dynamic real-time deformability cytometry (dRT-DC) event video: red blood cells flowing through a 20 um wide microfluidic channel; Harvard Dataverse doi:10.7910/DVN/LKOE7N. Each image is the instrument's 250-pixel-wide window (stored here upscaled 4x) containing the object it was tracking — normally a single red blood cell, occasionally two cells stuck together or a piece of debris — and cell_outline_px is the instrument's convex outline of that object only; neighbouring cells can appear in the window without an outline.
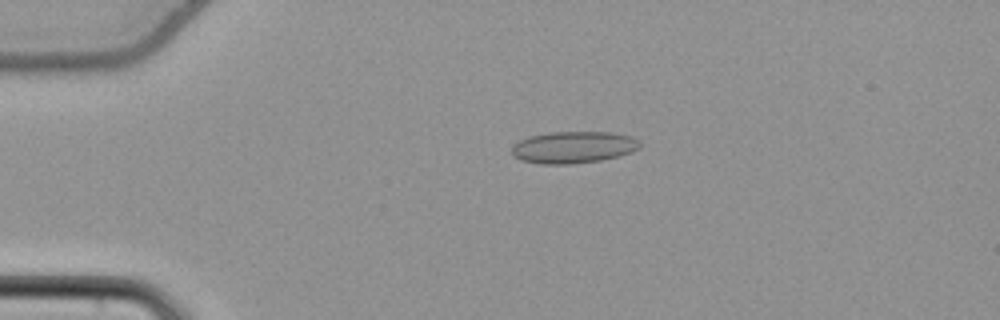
{"species": "common noctule bat (a hibernating species)", "species_latin": "Nyctalus noctula", "temperature_condition": "cold", "stored_images_in_passage": 55, "camera_frame_rate_fps": 3000, "um_per_image_px": 0.085, "animal": {"sex": "female", "body_mass_g": 22.7, "forearm_length_mm": 54.2}, "frame": {"image": 1, "passage_image": 13, "time_ms": 4.0, "image_size_px": [1000, 320], "cell_outline_px": [[640, 148], [632, 152], [600, 160], [572, 164], [540, 164], [520, 160], [512, 156], [512, 144], [528, 136], [548, 132], [612, 132], [632, 136], [640, 144]], "centroid_in_image_um": [48.69, 12.51], "position_along_channel_um": 36.3, "area_um2": 23.93}}
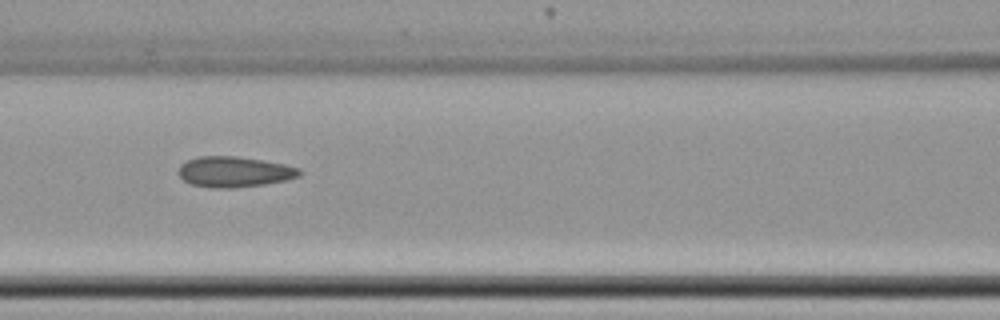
{"frame": {"image": 2, "passage_image": 25, "time_ms": 8.0, "image_size_px": [1000, 320], "cell_outline_px": [[304, 172], [300, 176], [284, 180], [264, 184], [232, 188], [212, 188], [192, 184], [184, 180], [180, 176], [180, 164], [188, 160], [200, 156], [236, 156], [284, 164], [300, 168]], "centroid_in_image_um": [19.94, 14.6], "position_along_channel_um": 146.7, "area_um2": 21.39}}
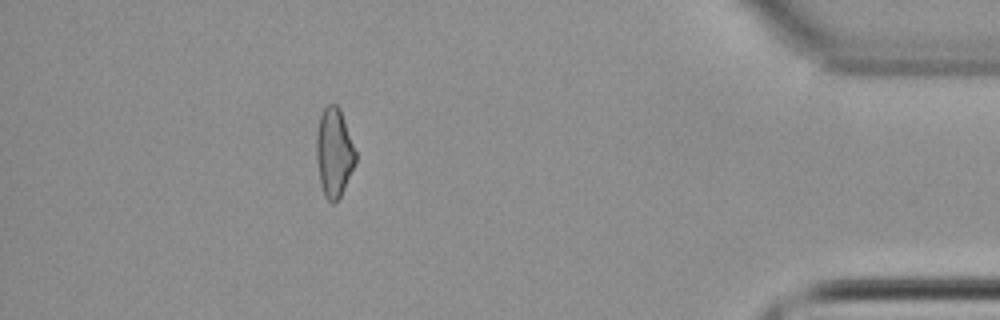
{"frame": {"image": 3, "passage_image": 49, "time_ms": 16.0, "image_size_px": [1000, 320], "cell_outline_px": [[356, 164], [340, 196], [332, 204], [324, 196], [320, 180], [316, 160], [316, 132], [320, 116], [324, 108], [328, 104], [336, 104], [340, 108], [356, 152]], "centroid_in_image_um": [28.39, 12.95], "position_along_channel_um": 406.8, "area_um2": 20.29}, "authors_computed_cell_mechanics": {"area_um2": 21.5016, "velocity_mm_per_s": 3.8565, "shape_relaxation_time_tau1_ms": null, "shape_relaxation_time_tau2_ms": 3.1983, "deformation_change_tau1": null, "deformation_change_tau2": 0.0934}}